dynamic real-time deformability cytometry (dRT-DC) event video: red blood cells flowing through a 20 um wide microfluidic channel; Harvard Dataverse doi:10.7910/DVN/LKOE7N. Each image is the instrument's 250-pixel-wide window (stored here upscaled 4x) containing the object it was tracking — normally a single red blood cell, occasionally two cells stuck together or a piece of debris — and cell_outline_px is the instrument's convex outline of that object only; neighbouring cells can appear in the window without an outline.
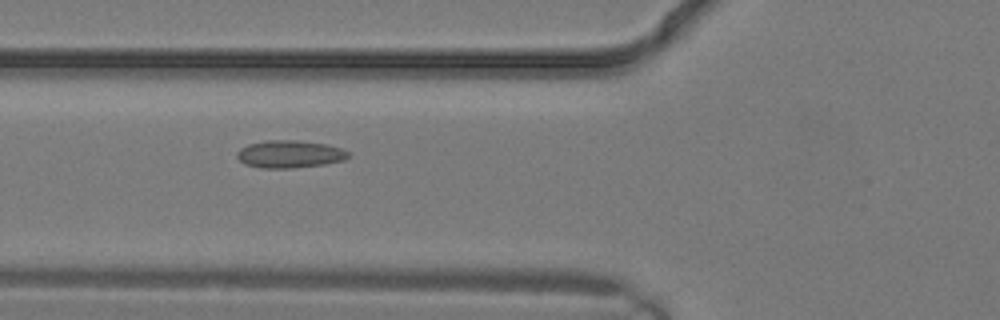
{"species": "common noctule bat (a hibernating species)", "species_latin": "Nyctalus noctula", "temperature_condition": "warm", "stored_images_in_passage": 3, "camera_frame_rate_fps": 3000, "um_per_image_px": 0.085, "animal": {"sex": "male", "body_mass_g": 19.2, "forearm_length_mm": 51.8}, "frame": {"image": 1, "passage_image": 3, "time_ms": 0.667, "image_size_px": [1000, 320], "cell_outline_px": [[352, 156], [344, 160], [324, 164], [292, 168], [260, 168], [244, 164], [236, 156], [236, 152], [240, 148], [248, 144], [264, 140], [296, 140], [324, 144], [340, 148], [348, 152]], "centroid_in_image_um": [24.59, 13.1], "position_along_channel_um": 101.2, "area_um2": 17.92}}